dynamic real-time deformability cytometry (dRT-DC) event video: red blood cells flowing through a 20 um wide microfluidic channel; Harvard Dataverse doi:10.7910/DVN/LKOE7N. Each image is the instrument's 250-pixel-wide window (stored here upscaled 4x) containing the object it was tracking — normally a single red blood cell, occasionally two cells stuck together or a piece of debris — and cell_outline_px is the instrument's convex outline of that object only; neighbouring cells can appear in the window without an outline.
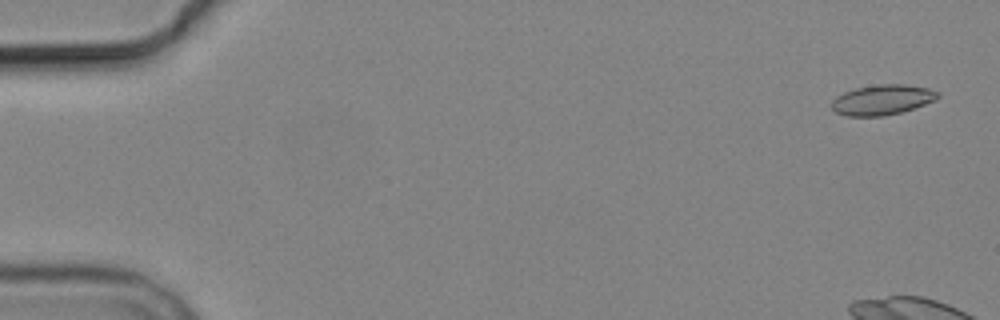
{"species": "common noctule bat (a hibernating species)", "species_latin": "Nyctalus noctula", "temperature_condition": "cold", "stored_images_in_passage": 8, "camera_frame_rate_fps": 3000, "um_per_image_px": 0.085, "animal": {"sex": "male", "body_mass_g": 19.2, "forearm_length_mm": 51.8}, "frame": {"image": 1, "passage_image": 1, "time_ms": 0.0, "image_size_px": [1000, 320], "cell_outline_px": [[940, 96], [936, 100], [900, 112], [884, 116], [848, 116], [836, 112], [832, 108], [832, 100], [836, 96], [844, 92], [856, 88], [880, 84], [908, 84], [928, 88], [940, 92]], "centroid_in_image_um": [75.01, 8.47], "position_along_channel_um": 10.0, "area_um2": 18.61}}